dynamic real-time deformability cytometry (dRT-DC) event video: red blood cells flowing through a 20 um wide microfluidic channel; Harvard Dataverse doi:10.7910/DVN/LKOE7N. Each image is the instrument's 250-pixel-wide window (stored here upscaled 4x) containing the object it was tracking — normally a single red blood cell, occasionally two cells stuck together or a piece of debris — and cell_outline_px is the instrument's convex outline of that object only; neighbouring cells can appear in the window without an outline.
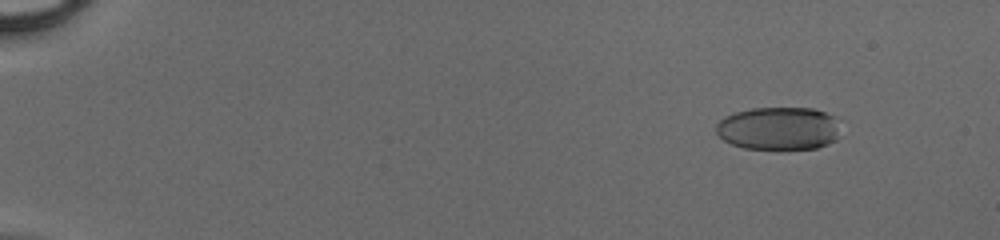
{"species": "human", "species_latin": "Homo sapiens", "temperature_condition": "cold", "stored_images_in_passage": 50, "camera_frame_rate_fps": 3000, "um_per_image_px": 0.085, "donor": {"sex": "male"}, "frame": {"image": 1, "passage_image": 6, "time_ms": 1.667, "image_size_px": [1000, 240], "cell_outline_px": [[836, 140], [828, 144], [816, 148], [744, 148], [732, 144], [724, 140], [716, 132], [716, 124], [724, 116], [736, 112], [752, 108], [812, 108], [824, 112], [832, 116], [836, 136]], "centroid_in_image_um": [66.1, 10.91], "position_along_channel_um": 18.9, "area_um2": 30.46}}
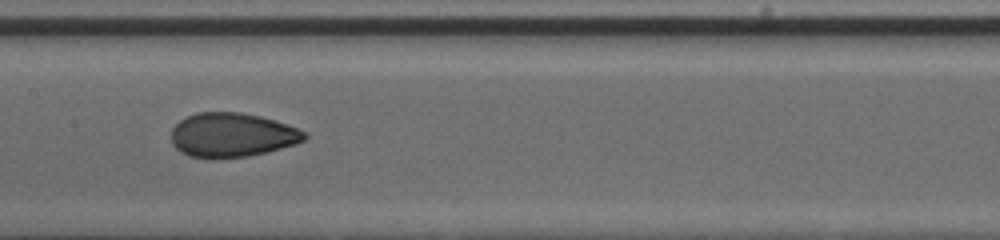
{"frame": {"image": 2, "passage_image": 28, "time_ms": 9.0, "image_size_px": [1000, 240], "cell_outline_px": [[308, 136], [304, 140], [296, 144], [248, 156], [188, 156], [180, 152], [172, 144], [172, 128], [180, 120], [196, 112], [240, 112], [260, 116], [296, 128], [304, 132]], "centroid_in_image_um": [19.7, 11.45], "position_along_channel_um": 187.7, "area_um2": 33.52}}
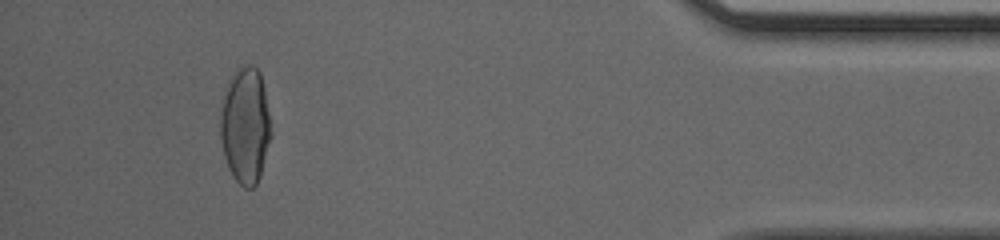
{"frame": {"image": 3, "passage_image": 47, "time_ms": 15.333, "image_size_px": [1000, 240], "cell_outline_px": [[272, 136], [260, 176], [256, 184], [252, 188], [244, 188], [232, 176], [228, 168], [224, 156], [220, 136], [220, 112], [228, 80], [236, 68], [248, 64], [252, 64], [260, 72], [264, 88], [272, 132]], "centroid_in_image_um": [20.85, 10.67], "position_along_channel_um": 414.3, "area_um2": 34.62}}